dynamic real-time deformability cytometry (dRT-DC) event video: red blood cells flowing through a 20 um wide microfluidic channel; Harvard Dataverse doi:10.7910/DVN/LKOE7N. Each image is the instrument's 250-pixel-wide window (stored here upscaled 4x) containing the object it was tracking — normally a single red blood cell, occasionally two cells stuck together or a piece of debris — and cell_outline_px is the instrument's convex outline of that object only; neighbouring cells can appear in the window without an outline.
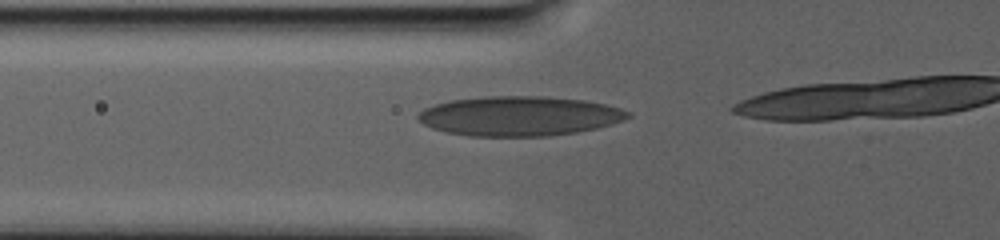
{"species": "human", "species_latin": "Homo sapiens", "temperature_condition": "warm", "stored_images_in_passage": 61, "camera_frame_rate_fps": 3000, "um_per_image_px": 0.085, "donor": {"sex": "male"}, "frame": {"image": 1, "passage_image": 40, "time_ms": 9.0, "image_size_px": [1000, 240], "cell_outline_px": [[632, 116], [624, 120], [612, 124], [596, 128], [576, 132], [548, 136], [468, 136], [448, 132], [432, 128], [424, 124], [416, 116], [424, 108], [436, 104], [452, 100], [484, 96], [544, 96], [584, 100], [604, 104], [620, 108], [632, 112]], "centroid_in_image_um": [44.17, 9.86], "position_along_channel_um": 81.6, "area_um2": 48.49}}
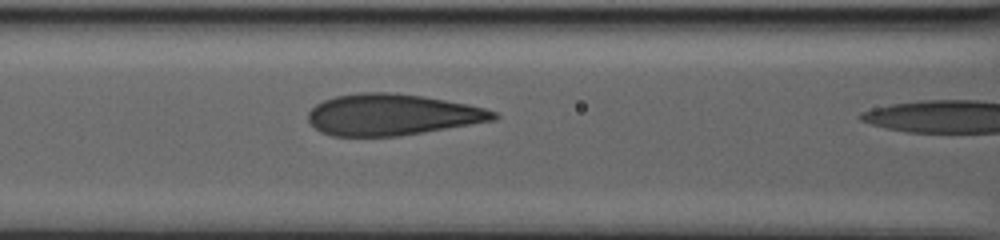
{"frame": {"image": 2, "passage_image": 51, "time_ms": 11.333, "image_size_px": [1000, 240], "cell_outline_px": [[500, 116], [496, 120], [400, 136], [332, 136], [320, 132], [308, 120], [308, 112], [316, 104], [324, 100], [336, 96], [360, 92], [388, 92], [424, 96], [468, 104], [484, 108], [496, 112]], "centroid_in_image_um": [33.34, 9.75], "position_along_channel_um": 133.3, "area_um2": 44.68}}
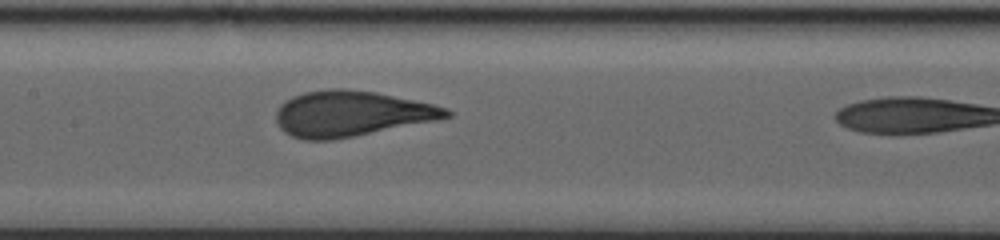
{"frame": {"image": 3, "passage_image": 60, "time_ms": 13.333, "image_size_px": [1000, 240], "cell_outline_px": [[452, 116], [332, 140], [304, 140], [292, 136], [284, 132], [280, 128], [276, 120], [276, 112], [280, 104], [284, 100], [292, 96], [304, 92], [332, 88], [344, 88], [376, 92], [432, 104], [448, 108], [452, 112]], "centroid_in_image_um": [29.77, 9.64], "position_along_channel_um": 177.6, "area_um2": 44.74}}